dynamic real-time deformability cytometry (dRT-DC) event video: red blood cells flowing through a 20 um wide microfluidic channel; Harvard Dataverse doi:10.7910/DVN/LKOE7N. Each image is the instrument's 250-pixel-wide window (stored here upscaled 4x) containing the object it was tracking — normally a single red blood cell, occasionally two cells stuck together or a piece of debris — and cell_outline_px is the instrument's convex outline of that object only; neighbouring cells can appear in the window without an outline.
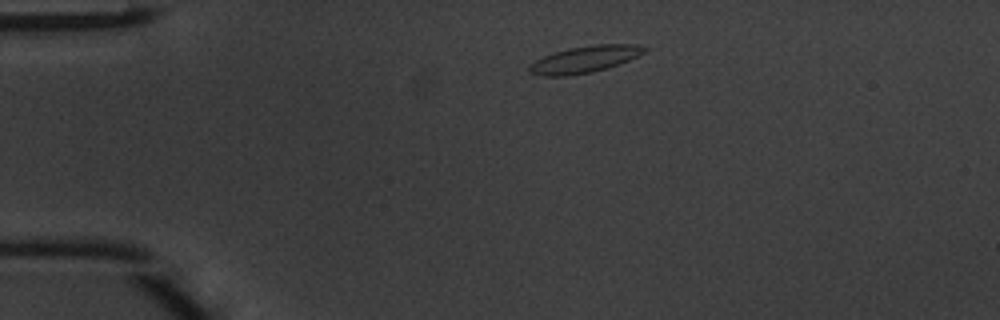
{"species": "common noctule bat (a hibernating species)", "species_latin": "Nyctalus noctula", "temperature_condition": "warm", "stored_images_in_passage": 39, "camera_frame_rate_fps": 3000, "um_per_image_px": 0.085, "animal": {"sex": "male", "body_mass_g": 20.1, "forearm_length_mm": 53.5}, "frame": {"image": 1, "passage_image": 1, "time_ms": 0.0, "image_size_px": [1000, 320], "cell_outline_px": [[648, 48], [644, 52], [628, 60], [608, 68], [592, 72], [564, 76], [544, 76], [528, 72], [528, 64], [544, 56], [568, 48], [596, 44], [636, 44]], "centroid_in_image_um": [49.67, 5.04], "position_along_channel_um": 35.3, "area_um2": 17.8}}
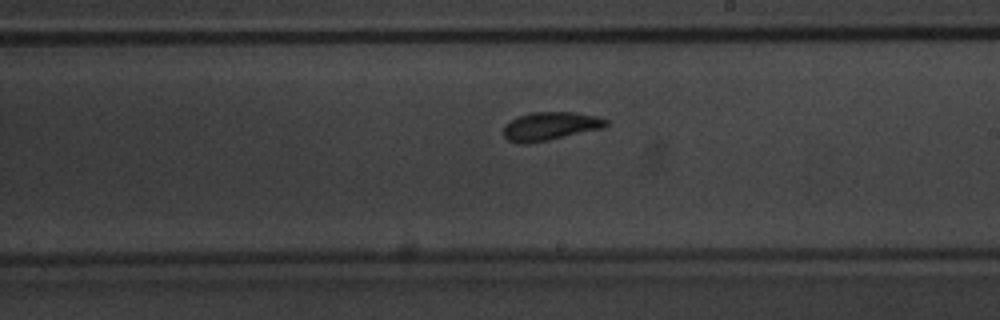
{"frame": {"image": 2, "passage_image": 19, "time_ms": 6.0, "image_size_px": [1000, 320], "cell_outline_px": [[608, 124], [604, 128], [548, 140], [528, 144], [520, 144], [508, 140], [504, 136], [504, 124], [520, 116], [532, 112], [572, 112], [596, 116], [608, 120]], "centroid_in_image_um": [46.77, 10.73], "position_along_channel_um": 242.2, "area_um2": 16.88}}
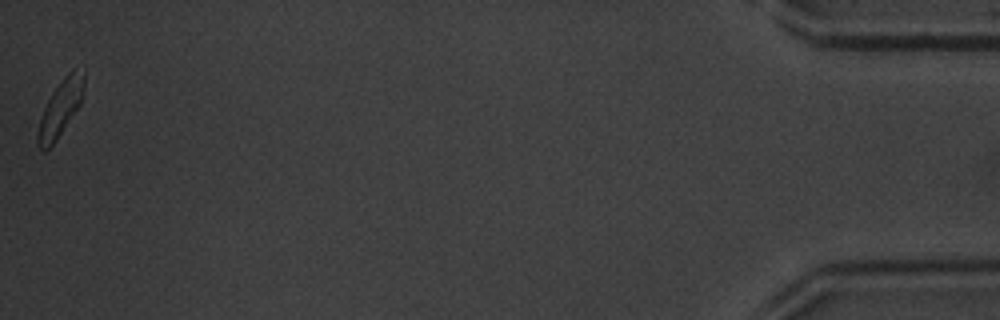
{"frame": {"image": 3, "passage_image": 39, "time_ms": 12.667, "image_size_px": [1000, 320], "cell_outline_px": [[84, 84], [80, 104], [56, 140], [44, 152], [40, 148], [36, 140], [36, 136], [40, 120], [44, 108], [52, 92], [60, 80], [72, 68], [84, 64]], "centroid_in_image_um": [5.16, 9.1], "position_along_channel_um": 430.0, "area_um2": 15.14}, "authors_computed_cell_mechanics": {"area_um2": 16.2996, "velocity_mm_per_s": 4.1742, "shape_relaxation_time_tau1_ms": 2.2124, "shape_relaxation_time_tau2_ms": 1.3068, "deformation_change_tau1": 0.1425, "deformation_change_tau2": 0.0803}}